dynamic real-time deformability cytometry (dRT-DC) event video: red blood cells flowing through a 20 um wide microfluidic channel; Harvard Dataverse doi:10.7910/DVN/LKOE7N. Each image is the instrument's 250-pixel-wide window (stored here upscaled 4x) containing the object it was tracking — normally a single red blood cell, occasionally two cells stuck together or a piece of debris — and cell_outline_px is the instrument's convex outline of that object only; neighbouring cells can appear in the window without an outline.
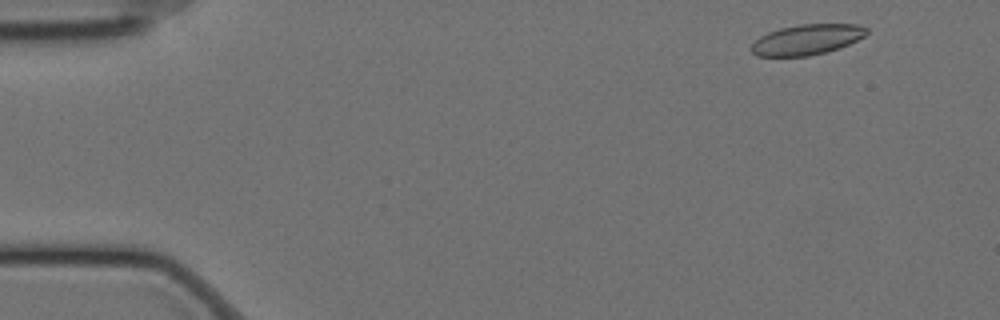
{"species": "Egyptian fruit bat (a non-hibernating species)", "species_latin": "Rousettus aegyptiacus", "temperature_condition": "cold", "stored_images_in_passage": 56, "camera_frame_rate_fps": 3000, "um_per_image_px": 0.085, "animal": {"sex": "female"}, "frame": {"image": 1, "passage_image": 3, "time_ms": 0.667, "image_size_px": [1000, 320], "cell_outline_px": [[868, 32], [864, 36], [840, 48], [808, 56], [756, 56], [748, 48], [760, 36], [768, 32], [780, 28], [800, 24], [860, 24], [868, 28]], "centroid_in_image_um": [68.57, 3.36], "position_along_channel_um": 16.4, "area_um2": 20.46}}
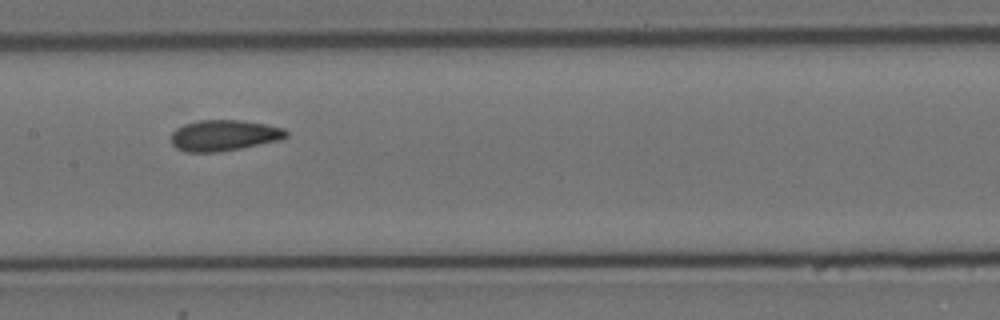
{"frame": {"image": 2, "passage_image": 27, "time_ms": 8.667, "image_size_px": [1000, 320], "cell_outline_px": [[288, 136], [280, 140], [220, 152], [184, 152], [176, 148], [172, 144], [172, 132], [176, 128], [184, 124], [196, 120], [240, 120], [268, 124], [284, 128], [288, 132]], "centroid_in_image_um": [19.04, 11.5], "position_along_channel_um": 188.4, "area_um2": 20.92}}
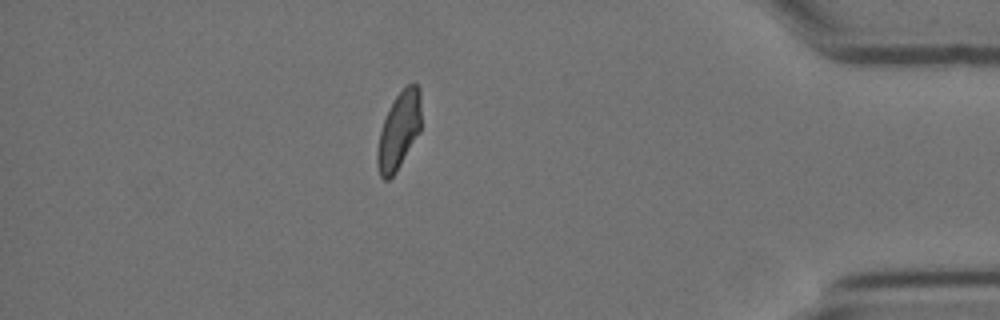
{"frame": {"image": 3, "passage_image": 49, "time_ms": 16.0, "image_size_px": [1000, 320], "cell_outline_px": [[420, 132], [396, 172], [388, 180], [384, 180], [380, 176], [376, 164], [376, 152], [380, 132], [384, 120], [396, 96], [408, 84], [416, 84], [420, 88]], "centroid_in_image_um": [33.9, 11.15], "position_along_channel_um": 401.3, "area_um2": 19.54}, "authors_computed_cell_mechanics": {"area_um2": 20.7502, "velocity_mm_per_s": 3.4495, "shape_relaxation_time_tau1_ms": 10.5805, "shape_relaxation_time_tau2_ms": 1.8739, "deformation_change_tau1": 0.1598, "deformation_change_tau2": 0.0622}}